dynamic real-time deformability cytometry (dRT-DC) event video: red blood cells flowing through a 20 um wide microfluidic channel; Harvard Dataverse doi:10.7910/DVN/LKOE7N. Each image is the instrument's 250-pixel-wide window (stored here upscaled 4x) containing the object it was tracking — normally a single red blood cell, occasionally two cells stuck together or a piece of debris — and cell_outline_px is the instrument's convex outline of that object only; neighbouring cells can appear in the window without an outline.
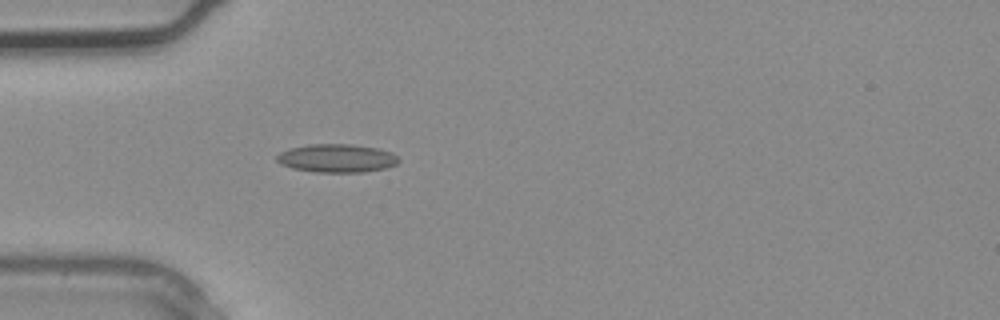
{"species": "common noctule bat (a hibernating species)", "species_latin": "Nyctalus noctula", "temperature_condition": "warm", "stored_images_in_passage": 1, "camera_frame_rate_fps": 3000, "um_per_image_px": 0.085, "animal": {"sex": "male", "body_mass_g": 20.4}, "frame": {"image": 1, "passage_image": 1, "time_ms": 0.0, "image_size_px": [1000, 320], "cell_outline_px": [[400, 160], [396, 164], [384, 168], [364, 172], [316, 172], [292, 168], [280, 164], [276, 160], [276, 156], [280, 152], [288, 148], [308, 144], [352, 144], [376, 148], [392, 152]], "centroid_in_image_um": [28.59, 13.44], "position_along_channel_um": 56.4, "area_um2": 20.17}}